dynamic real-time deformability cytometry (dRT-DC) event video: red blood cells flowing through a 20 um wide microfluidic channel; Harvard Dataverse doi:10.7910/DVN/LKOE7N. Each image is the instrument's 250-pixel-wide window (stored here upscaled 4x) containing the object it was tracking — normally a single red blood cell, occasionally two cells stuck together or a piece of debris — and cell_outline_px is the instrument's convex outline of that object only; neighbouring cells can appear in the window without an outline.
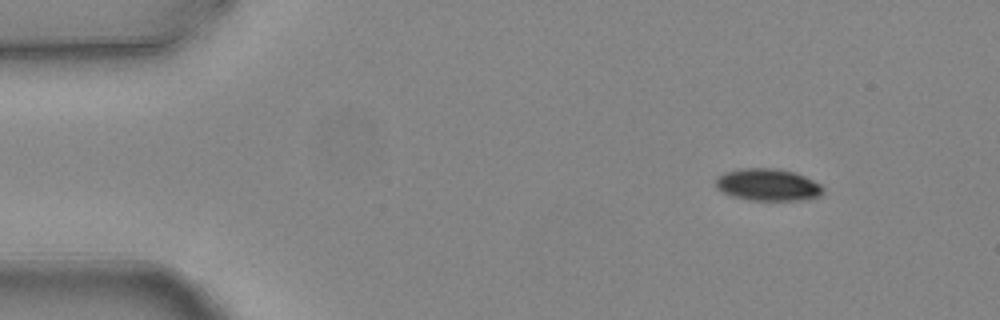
{"species": "common noctule bat (a hibernating species)", "species_latin": "Nyctalus noctula", "temperature_condition": "warm", "stored_images_in_passage": 7, "camera_frame_rate_fps": 3000, "um_per_image_px": 0.085, "animal": {"sex": "female", "body_mass_g": 24.6, "forearm_length_mm": 56.2}, "frame": {"image": 1, "passage_image": 1, "time_ms": 0.0, "image_size_px": [1000, 320], "cell_outline_px": [[824, 192], [820, 196], [800, 200], [748, 200], [732, 196], [716, 188], [716, 180], [724, 172], [744, 168], [776, 168], [796, 172], [820, 184], [824, 188]], "centroid_in_image_um": [65.29, 15.7], "position_along_channel_um": 19.7, "area_um2": 20.06}}
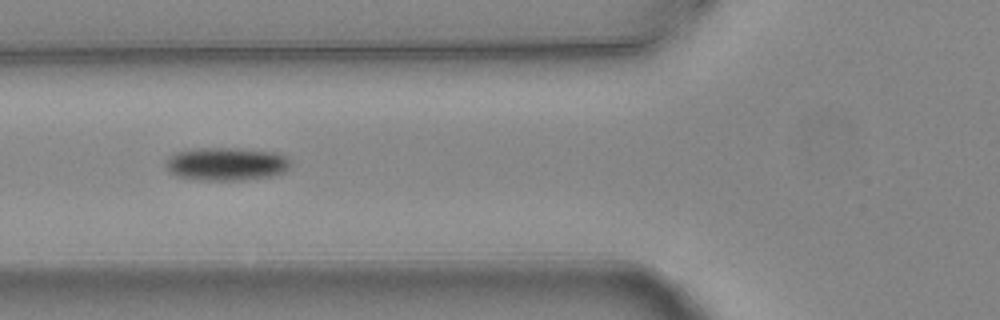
{"frame": {"image": 2, "passage_image": 5, "time_ms": 1.333, "image_size_px": [1000, 320], "cell_outline_px": [[292, 160], [288, 168], [284, 172], [272, 176], [248, 180], [200, 180], [176, 176], [168, 172], [164, 164], [168, 156], [180, 152], [196, 148], [236, 148], [276, 152], [288, 156]], "centroid_in_image_um": [19.26, 13.94], "position_along_channel_um": 106.5, "area_um2": 24.45}}
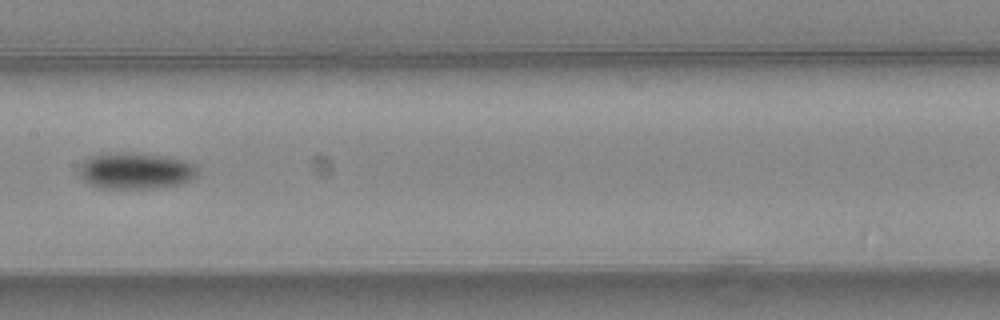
{"frame": {"image": 3, "passage_image": 7, "time_ms": 2.0, "image_size_px": [1000, 320], "cell_outline_px": [[196, 176], [180, 184], [152, 188], [100, 188], [88, 184], [80, 176], [80, 164], [88, 156], [100, 152], [124, 152], [164, 156], [188, 160], [196, 164]], "centroid_in_image_um": [11.48, 14.49], "position_along_channel_um": 195.9, "area_um2": 25.37}}